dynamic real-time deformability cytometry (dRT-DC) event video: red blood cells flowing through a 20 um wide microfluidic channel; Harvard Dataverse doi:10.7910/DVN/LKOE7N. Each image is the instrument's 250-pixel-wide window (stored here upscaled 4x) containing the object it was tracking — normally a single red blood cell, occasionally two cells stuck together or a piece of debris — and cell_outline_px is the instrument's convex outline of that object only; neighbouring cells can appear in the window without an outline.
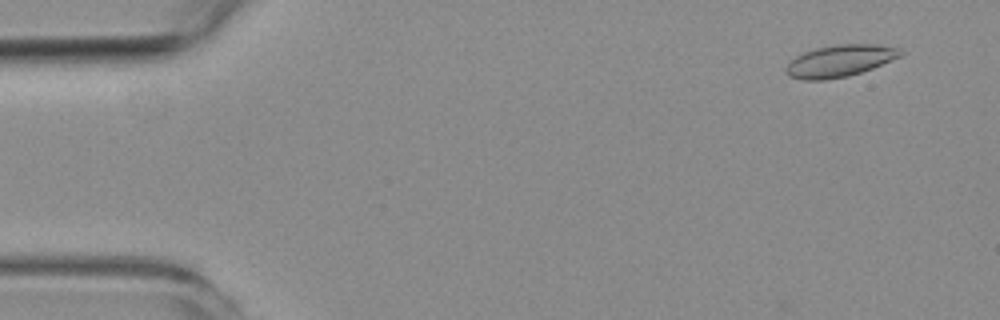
{"species": "common noctule bat (a hibernating species)", "species_latin": "Nyctalus noctula", "temperature_condition": "room temperature", "stored_images_in_passage": 11, "camera_frame_rate_fps": 3000, "um_per_image_px": 0.085, "animal": {"sex": "female", "body_mass_g": 19.3, "forearm_length_mm": 54.1}, "frame": {"image": 1, "passage_image": 2, "time_ms": 1.0, "image_size_px": [1000, 320], "cell_outline_px": [[904, 52], [900, 56], [872, 68], [848, 76], [824, 80], [804, 80], [788, 76], [784, 68], [796, 56], [804, 52], [816, 48], [840, 44], [876, 44], [900, 48]], "centroid_in_image_um": [71.37, 5.17], "position_along_channel_um": 13.6, "area_um2": 21.1}}
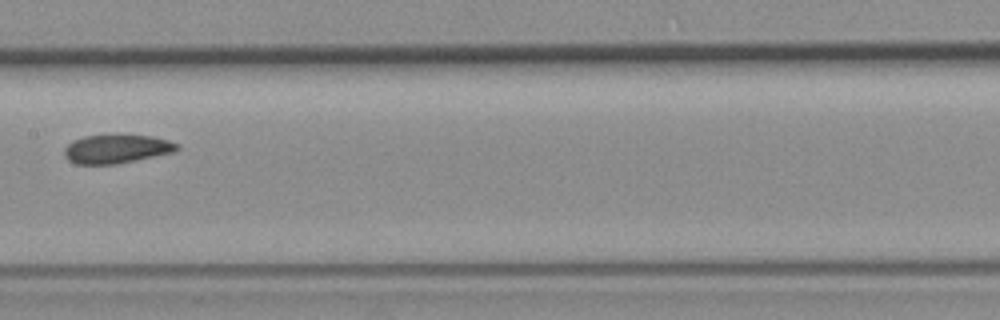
{"frame": {"image": 2, "passage_image": 8, "time_ms": 9.0, "image_size_px": [1000, 320], "cell_outline_px": [[180, 148], [176, 152], [116, 164], [76, 164], [68, 160], [64, 156], [64, 148], [72, 140], [84, 136], [152, 136], [168, 140], [180, 144]], "centroid_in_image_um": [9.92, 12.67], "position_along_channel_um": 197.5, "area_um2": 18.79}}
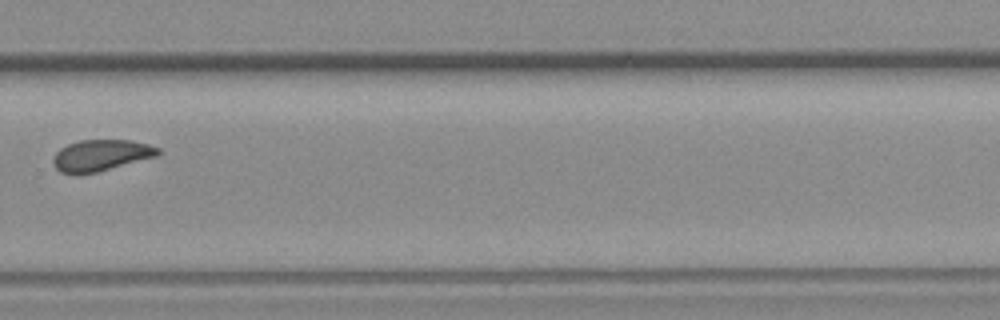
{"frame": {"image": 3, "passage_image": 11, "time_ms": 12.333, "image_size_px": [1000, 320], "cell_outline_px": [[160, 156], [96, 172], [60, 172], [56, 168], [52, 160], [56, 152], [60, 148], [68, 144], [80, 140], [128, 140], [148, 144], [160, 148]], "centroid_in_image_um": [8.64, 13.18], "position_along_channel_um": 321.2, "area_um2": 18.9}}